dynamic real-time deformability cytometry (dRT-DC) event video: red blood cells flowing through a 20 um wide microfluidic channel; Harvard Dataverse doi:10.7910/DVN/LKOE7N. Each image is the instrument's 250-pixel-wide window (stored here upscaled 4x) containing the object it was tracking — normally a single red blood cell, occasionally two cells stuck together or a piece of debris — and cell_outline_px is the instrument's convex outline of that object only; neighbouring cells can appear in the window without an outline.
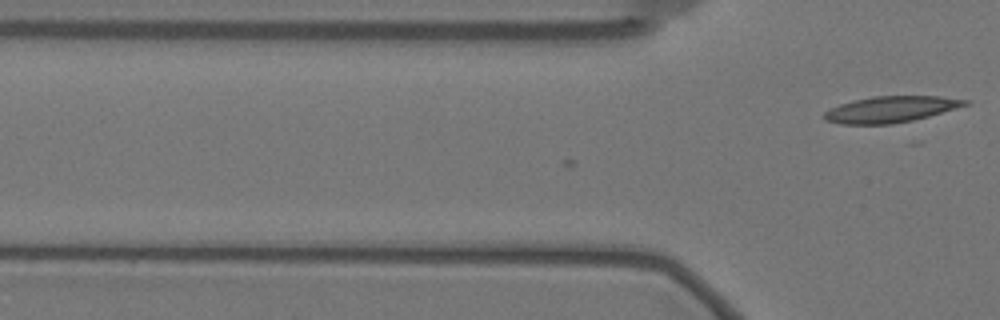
{"species": "Egyptian fruit bat (a non-hibernating species)", "species_latin": "Rousettus aegyptiacus", "temperature_condition": "warm", "stored_images_in_passage": 8, "camera_frame_rate_fps": 3000, "um_per_image_px": 0.085, "animal": {"sex": "female"}, "frame": {"image": 1, "passage_image": 8, "time_ms": 2.333, "image_size_px": [1000, 320], "cell_outline_px": [[972, 104], [928, 116], [912, 120], [892, 124], [840, 124], [824, 120], [824, 112], [840, 104], [872, 96], [940, 96], [972, 100]], "centroid_in_image_um": [75.78, 9.29], "position_along_channel_um": 50.0, "area_um2": 21.5}}